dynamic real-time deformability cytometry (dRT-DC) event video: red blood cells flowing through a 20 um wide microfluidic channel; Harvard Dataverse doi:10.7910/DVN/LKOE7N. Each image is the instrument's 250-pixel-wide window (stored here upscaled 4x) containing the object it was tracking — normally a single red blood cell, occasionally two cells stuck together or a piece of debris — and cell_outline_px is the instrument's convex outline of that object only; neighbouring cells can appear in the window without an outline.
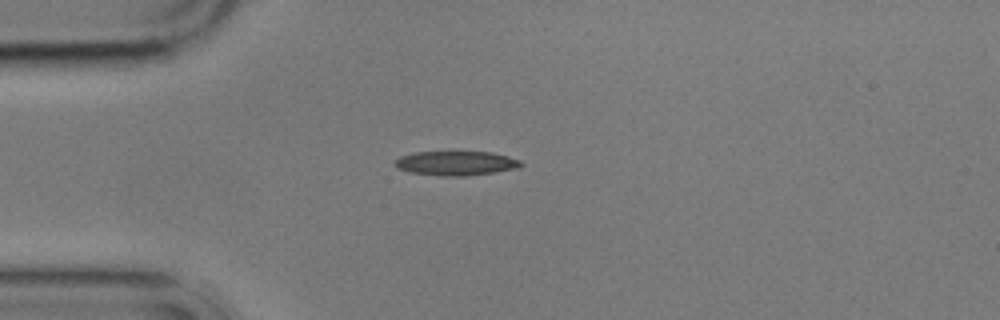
{"species": "common noctule bat (a hibernating species)", "species_latin": "Nyctalus noctula", "temperature_condition": "cold", "stored_images_in_passage": 4, "camera_frame_rate_fps": 3000, "um_per_image_px": 0.085, "animal": {"sex": "male", "body_mass_g": 17.9}, "frame": {"image": 1, "passage_image": 1, "time_ms": 0.0, "image_size_px": [1000, 320], "cell_outline_px": [[524, 164], [520, 168], [496, 172], [464, 176], [440, 176], [412, 172], [396, 168], [392, 164], [400, 156], [416, 152], [492, 152], [508, 156], [520, 160]], "centroid_in_image_um": [38.79, 13.88], "position_along_channel_um": 46.2, "area_um2": 17.98}}
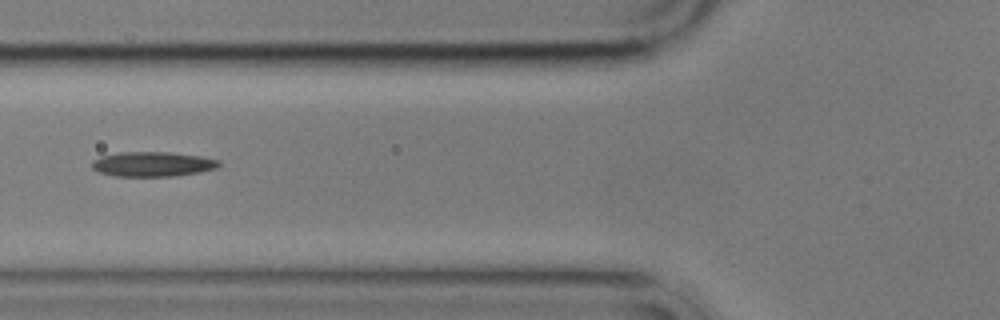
{"frame": {"image": 2, "passage_image": 3, "time_ms": 2.333, "image_size_px": [1000, 320], "cell_outline_px": [[220, 164], [216, 168], [200, 172], [176, 176], [116, 176], [100, 172], [92, 168], [92, 160], [100, 156], [120, 152], [168, 152], [200, 156], [220, 160]], "centroid_in_image_um": [12.97, 13.95], "position_along_channel_um": 112.8, "area_um2": 18.32}}
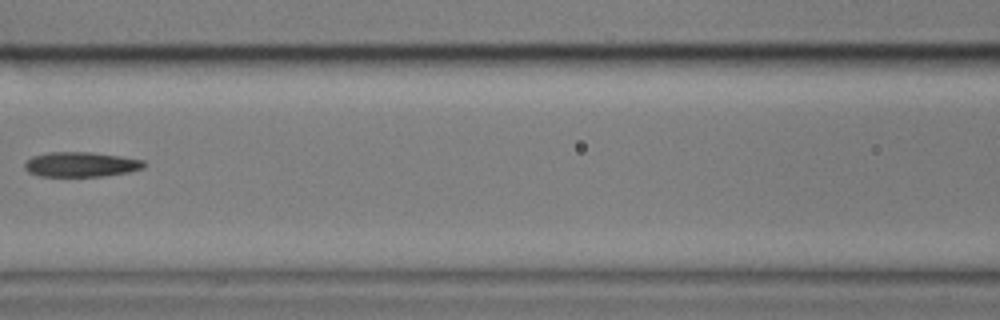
{"frame": {"image": 3, "passage_image": 4, "time_ms": 3.667, "image_size_px": [1000, 320], "cell_outline_px": [[148, 164], [144, 168], [128, 172], [104, 176], [40, 176], [28, 172], [24, 168], [24, 164], [32, 156], [48, 152], [92, 152], [120, 156], [144, 160]], "centroid_in_image_um": [6.91, 13.97], "position_along_channel_um": 159.7, "area_um2": 17.4}}